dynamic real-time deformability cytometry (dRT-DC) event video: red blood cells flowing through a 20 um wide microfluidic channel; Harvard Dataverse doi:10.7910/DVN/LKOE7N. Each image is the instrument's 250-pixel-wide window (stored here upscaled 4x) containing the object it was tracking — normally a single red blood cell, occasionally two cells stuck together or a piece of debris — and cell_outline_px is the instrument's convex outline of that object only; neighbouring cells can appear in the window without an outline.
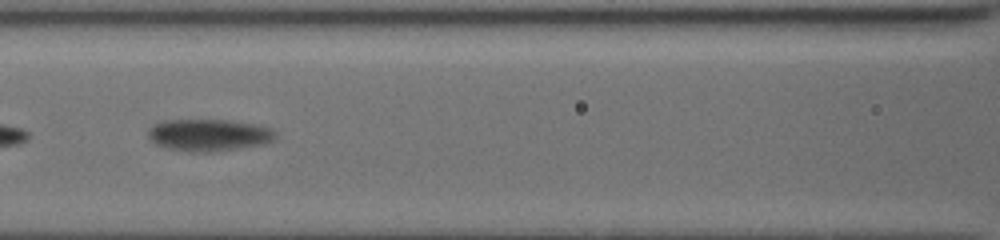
{"species": "common noctule bat (a hibernating species)", "species_latin": "Nyctalus noctula", "temperature_condition": "cold", "stored_images_in_passage": 7, "camera_frame_rate_fps": 3000, "um_per_image_px": 0.085, "animal": {"sex": "female", "body_mass_g": 19.5, "forearm_length_mm": 54.1}, "frame": {"image": 1, "passage_image": 4, "time_ms": 2.667, "image_size_px": [1000, 240], "cell_outline_px": [[276, 136], [272, 140], [260, 144], [212, 152], [192, 152], [168, 148], [156, 144], [148, 136], [148, 132], [156, 124], [164, 120], [224, 120], [256, 124], [272, 128], [276, 132]], "centroid_in_image_um": [17.76, 11.47], "position_along_channel_um": 148.8, "area_um2": 23.35}}
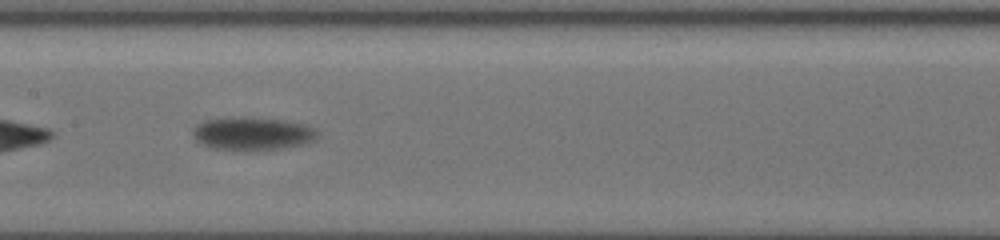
{"frame": {"image": 2, "passage_image": 5, "time_ms": 3.667, "image_size_px": [1000, 240], "cell_outline_px": [[316, 140], [300, 144], [280, 148], [248, 152], [244, 152], [216, 148], [204, 144], [196, 140], [192, 132], [196, 124], [204, 120], [232, 116], [248, 116], [284, 120], [304, 124], [312, 128], [316, 132]], "centroid_in_image_um": [21.41, 11.35], "position_along_channel_um": 186.0, "area_um2": 24.33}}
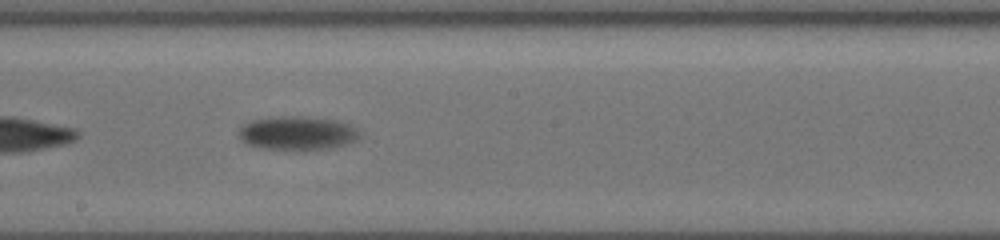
{"frame": {"image": 3, "passage_image": 6, "time_ms": 4.667, "image_size_px": [1000, 240], "cell_outline_px": [[360, 136], [356, 140], [332, 148], [304, 152], [296, 152], [264, 148], [248, 144], [240, 140], [240, 128], [244, 124], [252, 120], [276, 116], [308, 116], [340, 120], [356, 128], [360, 132]], "centroid_in_image_um": [25.31, 11.33], "position_along_channel_um": 222.9, "area_um2": 24.51}}